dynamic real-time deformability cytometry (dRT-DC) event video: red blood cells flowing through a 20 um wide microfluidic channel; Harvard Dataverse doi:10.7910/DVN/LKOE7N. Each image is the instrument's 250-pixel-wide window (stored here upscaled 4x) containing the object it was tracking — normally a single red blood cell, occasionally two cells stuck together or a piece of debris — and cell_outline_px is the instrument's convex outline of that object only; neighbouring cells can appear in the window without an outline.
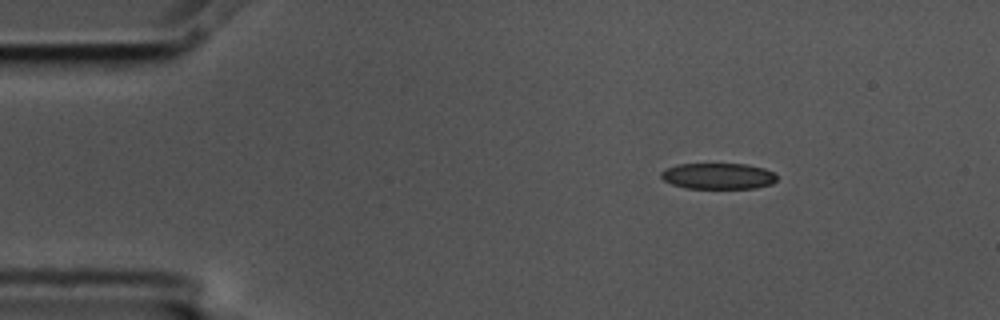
{"species": "common noctule bat (a hibernating species)", "species_latin": "Nyctalus noctula", "temperature_condition": "cold", "stored_images_in_passage": 4, "camera_frame_rate_fps": 3000, "um_per_image_px": 0.085, "animal": {"sex": "male", "body_mass_g": 17.5, "forearm_length_mm": 52.3}, "frame": {"image": 1, "passage_image": 1, "time_ms": 0.0, "image_size_px": [1000, 320], "cell_outline_px": [[776, 180], [772, 184], [756, 188], [688, 188], [672, 184], [664, 180], [660, 176], [660, 172], [664, 168], [676, 164], [748, 164], [764, 168], [776, 172]], "centroid_in_image_um": [61.05, 14.95], "position_along_channel_um": 24.0, "area_um2": 17.74}}
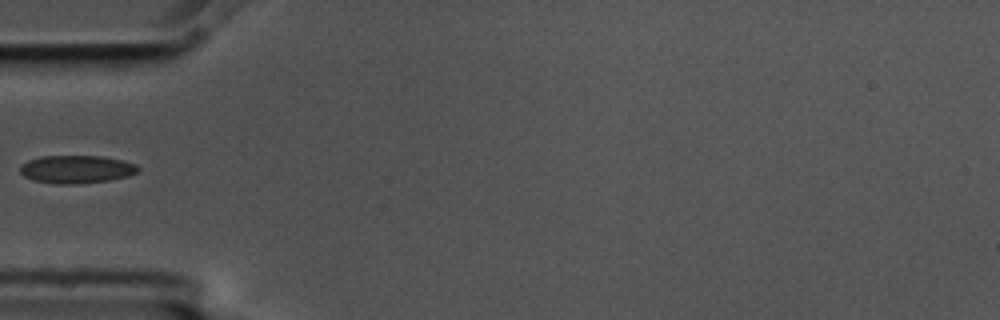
{"frame": {"image": 2, "passage_image": 3, "time_ms": 0.667, "image_size_px": [1000, 320], "cell_outline_px": [[140, 168], [136, 172], [128, 176], [108, 180], [76, 184], [60, 184], [36, 180], [24, 176], [20, 172], [20, 164], [28, 160], [40, 156], [100, 156], [120, 160], [136, 164]], "centroid_in_image_um": [6.48, 14.38], "position_along_channel_um": 78.5, "area_um2": 19.02}}